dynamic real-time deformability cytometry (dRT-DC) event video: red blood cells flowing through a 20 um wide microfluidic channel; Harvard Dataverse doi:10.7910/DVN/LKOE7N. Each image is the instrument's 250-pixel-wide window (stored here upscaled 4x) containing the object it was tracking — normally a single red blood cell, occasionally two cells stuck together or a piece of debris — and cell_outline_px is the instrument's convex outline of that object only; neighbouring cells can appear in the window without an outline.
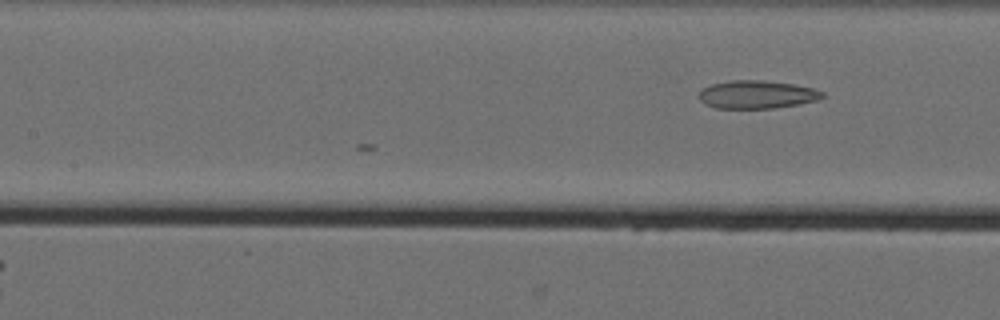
{"species": "Egyptian fruit bat (a non-hibernating species)", "species_latin": "Rousettus aegyptiacus", "temperature_condition": "cold", "stored_images_in_passage": 8, "camera_frame_rate_fps": 3000, "um_per_image_px": 0.085, "animal": {"sex": "female"}, "frame": {"image": 1, "passage_image": 8, "time_ms": 2.333, "image_size_px": [1000, 320], "cell_outline_px": [[824, 96], [816, 100], [800, 104], [772, 108], [716, 108], [704, 104], [700, 100], [700, 92], [704, 88], [712, 84], [732, 80], [764, 80], [792, 84], [812, 88], [824, 92]], "centroid_in_image_um": [64.34, 8.03], "position_along_channel_um": 143.1, "area_um2": 20.0}}